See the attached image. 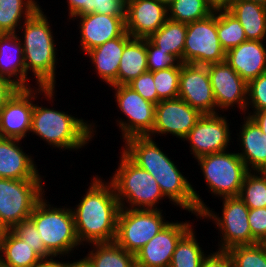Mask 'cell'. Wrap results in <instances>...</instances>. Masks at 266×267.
<instances>
[{
  "mask_svg": "<svg viewBox=\"0 0 266 267\" xmlns=\"http://www.w3.org/2000/svg\"><path fill=\"white\" fill-rule=\"evenodd\" d=\"M131 38L132 36L125 31L120 37L109 40L86 53L91 64H94L96 75L109 87L117 85L119 62L124 47Z\"/></svg>",
  "mask_w": 266,
  "mask_h": 267,
  "instance_id": "603a6c76",
  "label": "cell"
},
{
  "mask_svg": "<svg viewBox=\"0 0 266 267\" xmlns=\"http://www.w3.org/2000/svg\"><path fill=\"white\" fill-rule=\"evenodd\" d=\"M167 10L168 19L184 23L204 19L215 11L207 0H175Z\"/></svg>",
  "mask_w": 266,
  "mask_h": 267,
  "instance_id": "e575fe53",
  "label": "cell"
},
{
  "mask_svg": "<svg viewBox=\"0 0 266 267\" xmlns=\"http://www.w3.org/2000/svg\"><path fill=\"white\" fill-rule=\"evenodd\" d=\"M187 23L167 19L148 39L166 54L176 56L183 63Z\"/></svg>",
  "mask_w": 266,
  "mask_h": 267,
  "instance_id": "f546056e",
  "label": "cell"
},
{
  "mask_svg": "<svg viewBox=\"0 0 266 267\" xmlns=\"http://www.w3.org/2000/svg\"><path fill=\"white\" fill-rule=\"evenodd\" d=\"M227 252L232 267H266V252L260 243L235 246Z\"/></svg>",
  "mask_w": 266,
  "mask_h": 267,
  "instance_id": "d590c367",
  "label": "cell"
},
{
  "mask_svg": "<svg viewBox=\"0 0 266 267\" xmlns=\"http://www.w3.org/2000/svg\"><path fill=\"white\" fill-rule=\"evenodd\" d=\"M246 115L250 116L258 124L262 132L266 134V109L261 111H252V113L249 111Z\"/></svg>",
  "mask_w": 266,
  "mask_h": 267,
  "instance_id": "c3c4849f",
  "label": "cell"
},
{
  "mask_svg": "<svg viewBox=\"0 0 266 267\" xmlns=\"http://www.w3.org/2000/svg\"><path fill=\"white\" fill-rule=\"evenodd\" d=\"M162 4H164L166 7L171 5L175 0H159Z\"/></svg>",
  "mask_w": 266,
  "mask_h": 267,
  "instance_id": "f5cc1de1",
  "label": "cell"
},
{
  "mask_svg": "<svg viewBox=\"0 0 266 267\" xmlns=\"http://www.w3.org/2000/svg\"><path fill=\"white\" fill-rule=\"evenodd\" d=\"M43 184L42 179L0 178V223L6 230L29 219L36 204L45 196Z\"/></svg>",
  "mask_w": 266,
  "mask_h": 267,
  "instance_id": "ba28073f",
  "label": "cell"
},
{
  "mask_svg": "<svg viewBox=\"0 0 266 267\" xmlns=\"http://www.w3.org/2000/svg\"><path fill=\"white\" fill-rule=\"evenodd\" d=\"M91 251L85 256L93 267H133L135 255L115 241L89 244Z\"/></svg>",
  "mask_w": 266,
  "mask_h": 267,
  "instance_id": "f1b7e54d",
  "label": "cell"
},
{
  "mask_svg": "<svg viewBox=\"0 0 266 267\" xmlns=\"http://www.w3.org/2000/svg\"><path fill=\"white\" fill-rule=\"evenodd\" d=\"M222 202V216L206 207L199 215L201 219H211L220 231L221 240L218 242L220 251H228L239 245H251L252 233L248 222L249 208L240 197H224ZM216 213V214H215Z\"/></svg>",
  "mask_w": 266,
  "mask_h": 267,
  "instance_id": "30bf717a",
  "label": "cell"
},
{
  "mask_svg": "<svg viewBox=\"0 0 266 267\" xmlns=\"http://www.w3.org/2000/svg\"><path fill=\"white\" fill-rule=\"evenodd\" d=\"M56 257L61 258V256H50L48 258H42L33 267H68V261H59L55 259Z\"/></svg>",
  "mask_w": 266,
  "mask_h": 267,
  "instance_id": "7dc6e473",
  "label": "cell"
},
{
  "mask_svg": "<svg viewBox=\"0 0 266 267\" xmlns=\"http://www.w3.org/2000/svg\"><path fill=\"white\" fill-rule=\"evenodd\" d=\"M178 98L202 114H216V102L207 65L181 63Z\"/></svg>",
  "mask_w": 266,
  "mask_h": 267,
  "instance_id": "e0dca14e",
  "label": "cell"
},
{
  "mask_svg": "<svg viewBox=\"0 0 266 267\" xmlns=\"http://www.w3.org/2000/svg\"><path fill=\"white\" fill-rule=\"evenodd\" d=\"M18 89L10 80L0 77V110Z\"/></svg>",
  "mask_w": 266,
  "mask_h": 267,
  "instance_id": "bcb514c9",
  "label": "cell"
},
{
  "mask_svg": "<svg viewBox=\"0 0 266 267\" xmlns=\"http://www.w3.org/2000/svg\"><path fill=\"white\" fill-rule=\"evenodd\" d=\"M154 138L136 136L128 138L122 152L138 167L148 171L159 184L160 190L169 202L196 215L207 207L195 191L188 178L178 169L176 163L163 152Z\"/></svg>",
  "mask_w": 266,
  "mask_h": 267,
  "instance_id": "6da1fadb",
  "label": "cell"
},
{
  "mask_svg": "<svg viewBox=\"0 0 266 267\" xmlns=\"http://www.w3.org/2000/svg\"><path fill=\"white\" fill-rule=\"evenodd\" d=\"M115 90V102L127 120L118 119L123 141L136 136H149L155 122V107L128 85L110 86Z\"/></svg>",
  "mask_w": 266,
  "mask_h": 267,
  "instance_id": "4fadbf2b",
  "label": "cell"
},
{
  "mask_svg": "<svg viewBox=\"0 0 266 267\" xmlns=\"http://www.w3.org/2000/svg\"><path fill=\"white\" fill-rule=\"evenodd\" d=\"M127 85L135 90L145 100H148L155 105L158 103V94L154 84L153 72L147 71L133 79Z\"/></svg>",
  "mask_w": 266,
  "mask_h": 267,
  "instance_id": "60d3db41",
  "label": "cell"
},
{
  "mask_svg": "<svg viewBox=\"0 0 266 267\" xmlns=\"http://www.w3.org/2000/svg\"><path fill=\"white\" fill-rule=\"evenodd\" d=\"M161 209H126L121 208L115 242L126 251L136 254L169 221H166Z\"/></svg>",
  "mask_w": 266,
  "mask_h": 267,
  "instance_id": "9c48e42d",
  "label": "cell"
},
{
  "mask_svg": "<svg viewBox=\"0 0 266 267\" xmlns=\"http://www.w3.org/2000/svg\"><path fill=\"white\" fill-rule=\"evenodd\" d=\"M147 71V38H131L119 62L117 85H127Z\"/></svg>",
  "mask_w": 266,
  "mask_h": 267,
  "instance_id": "4316f807",
  "label": "cell"
},
{
  "mask_svg": "<svg viewBox=\"0 0 266 267\" xmlns=\"http://www.w3.org/2000/svg\"><path fill=\"white\" fill-rule=\"evenodd\" d=\"M42 258L11 230L1 240V261L9 267H33Z\"/></svg>",
  "mask_w": 266,
  "mask_h": 267,
  "instance_id": "83f0119b",
  "label": "cell"
},
{
  "mask_svg": "<svg viewBox=\"0 0 266 267\" xmlns=\"http://www.w3.org/2000/svg\"><path fill=\"white\" fill-rule=\"evenodd\" d=\"M68 267H93V265L89 262V260L86 257H83V259H79L76 261H70L68 262Z\"/></svg>",
  "mask_w": 266,
  "mask_h": 267,
  "instance_id": "f907efd6",
  "label": "cell"
},
{
  "mask_svg": "<svg viewBox=\"0 0 266 267\" xmlns=\"http://www.w3.org/2000/svg\"><path fill=\"white\" fill-rule=\"evenodd\" d=\"M242 25L247 40H266V7L250 1L234 0L227 9Z\"/></svg>",
  "mask_w": 266,
  "mask_h": 267,
  "instance_id": "484cf974",
  "label": "cell"
},
{
  "mask_svg": "<svg viewBox=\"0 0 266 267\" xmlns=\"http://www.w3.org/2000/svg\"><path fill=\"white\" fill-rule=\"evenodd\" d=\"M20 141L0 137V178L42 179L33 156L23 151Z\"/></svg>",
  "mask_w": 266,
  "mask_h": 267,
  "instance_id": "44dd1931",
  "label": "cell"
},
{
  "mask_svg": "<svg viewBox=\"0 0 266 267\" xmlns=\"http://www.w3.org/2000/svg\"><path fill=\"white\" fill-rule=\"evenodd\" d=\"M167 19V7L159 0L125 1V28L132 38H149Z\"/></svg>",
  "mask_w": 266,
  "mask_h": 267,
  "instance_id": "d6986e66",
  "label": "cell"
},
{
  "mask_svg": "<svg viewBox=\"0 0 266 267\" xmlns=\"http://www.w3.org/2000/svg\"><path fill=\"white\" fill-rule=\"evenodd\" d=\"M246 107L248 109L246 110L247 112L249 108H253V111L266 109V73L248 83Z\"/></svg>",
  "mask_w": 266,
  "mask_h": 267,
  "instance_id": "ab89813d",
  "label": "cell"
},
{
  "mask_svg": "<svg viewBox=\"0 0 266 267\" xmlns=\"http://www.w3.org/2000/svg\"><path fill=\"white\" fill-rule=\"evenodd\" d=\"M29 218L35 224L45 248L53 256L65 255L66 258L67 254V257L70 256L75 248L81 246L71 207H54L44 196L36 204Z\"/></svg>",
  "mask_w": 266,
  "mask_h": 267,
  "instance_id": "8992f818",
  "label": "cell"
},
{
  "mask_svg": "<svg viewBox=\"0 0 266 267\" xmlns=\"http://www.w3.org/2000/svg\"><path fill=\"white\" fill-rule=\"evenodd\" d=\"M3 237H0V261H1V240Z\"/></svg>",
  "mask_w": 266,
  "mask_h": 267,
  "instance_id": "6f0895ef",
  "label": "cell"
},
{
  "mask_svg": "<svg viewBox=\"0 0 266 267\" xmlns=\"http://www.w3.org/2000/svg\"><path fill=\"white\" fill-rule=\"evenodd\" d=\"M85 194L71 208L80 244L113 242L121 209L113 184L95 175Z\"/></svg>",
  "mask_w": 266,
  "mask_h": 267,
  "instance_id": "7a4b0ae2",
  "label": "cell"
},
{
  "mask_svg": "<svg viewBox=\"0 0 266 267\" xmlns=\"http://www.w3.org/2000/svg\"><path fill=\"white\" fill-rule=\"evenodd\" d=\"M244 122L237 134L241 152H237L248 171H266V134L250 117L243 116Z\"/></svg>",
  "mask_w": 266,
  "mask_h": 267,
  "instance_id": "cb8c5ba5",
  "label": "cell"
},
{
  "mask_svg": "<svg viewBox=\"0 0 266 267\" xmlns=\"http://www.w3.org/2000/svg\"><path fill=\"white\" fill-rule=\"evenodd\" d=\"M265 41L247 40L226 52L225 61L247 82L266 73Z\"/></svg>",
  "mask_w": 266,
  "mask_h": 267,
  "instance_id": "7402d4cb",
  "label": "cell"
},
{
  "mask_svg": "<svg viewBox=\"0 0 266 267\" xmlns=\"http://www.w3.org/2000/svg\"><path fill=\"white\" fill-rule=\"evenodd\" d=\"M126 0H91L92 13L125 16Z\"/></svg>",
  "mask_w": 266,
  "mask_h": 267,
  "instance_id": "7bdbcfd3",
  "label": "cell"
},
{
  "mask_svg": "<svg viewBox=\"0 0 266 267\" xmlns=\"http://www.w3.org/2000/svg\"><path fill=\"white\" fill-rule=\"evenodd\" d=\"M120 153L118 169L114 171L110 179L120 207L161 209L157 206L165 197L155 178L148 171L133 163L123 152Z\"/></svg>",
  "mask_w": 266,
  "mask_h": 267,
  "instance_id": "5b68a950",
  "label": "cell"
},
{
  "mask_svg": "<svg viewBox=\"0 0 266 267\" xmlns=\"http://www.w3.org/2000/svg\"><path fill=\"white\" fill-rule=\"evenodd\" d=\"M80 22V50L85 54L103 43L120 37L125 31V16H111L107 14L89 13L72 17Z\"/></svg>",
  "mask_w": 266,
  "mask_h": 267,
  "instance_id": "ffe728a7",
  "label": "cell"
},
{
  "mask_svg": "<svg viewBox=\"0 0 266 267\" xmlns=\"http://www.w3.org/2000/svg\"><path fill=\"white\" fill-rule=\"evenodd\" d=\"M18 35L0 34V77L10 80L19 89H26L23 47Z\"/></svg>",
  "mask_w": 266,
  "mask_h": 267,
  "instance_id": "d4e9b609",
  "label": "cell"
},
{
  "mask_svg": "<svg viewBox=\"0 0 266 267\" xmlns=\"http://www.w3.org/2000/svg\"><path fill=\"white\" fill-rule=\"evenodd\" d=\"M261 246L264 248L266 252V237L260 242Z\"/></svg>",
  "mask_w": 266,
  "mask_h": 267,
  "instance_id": "11a10c76",
  "label": "cell"
},
{
  "mask_svg": "<svg viewBox=\"0 0 266 267\" xmlns=\"http://www.w3.org/2000/svg\"><path fill=\"white\" fill-rule=\"evenodd\" d=\"M239 197L249 209L266 208V171H248Z\"/></svg>",
  "mask_w": 266,
  "mask_h": 267,
  "instance_id": "836d02e7",
  "label": "cell"
},
{
  "mask_svg": "<svg viewBox=\"0 0 266 267\" xmlns=\"http://www.w3.org/2000/svg\"><path fill=\"white\" fill-rule=\"evenodd\" d=\"M55 91V88L42 86L18 89L0 110V137L20 140L27 137L31 131L35 100L43 95L51 103L56 96Z\"/></svg>",
  "mask_w": 266,
  "mask_h": 267,
  "instance_id": "8fae6325",
  "label": "cell"
},
{
  "mask_svg": "<svg viewBox=\"0 0 266 267\" xmlns=\"http://www.w3.org/2000/svg\"><path fill=\"white\" fill-rule=\"evenodd\" d=\"M11 231L26 242L41 257L48 258L53 256L46 248L39 236V232L33 221L29 218L17 223Z\"/></svg>",
  "mask_w": 266,
  "mask_h": 267,
  "instance_id": "74e56055",
  "label": "cell"
},
{
  "mask_svg": "<svg viewBox=\"0 0 266 267\" xmlns=\"http://www.w3.org/2000/svg\"><path fill=\"white\" fill-rule=\"evenodd\" d=\"M248 222L252 233V244L266 237V208L249 209Z\"/></svg>",
  "mask_w": 266,
  "mask_h": 267,
  "instance_id": "b9f144b4",
  "label": "cell"
},
{
  "mask_svg": "<svg viewBox=\"0 0 266 267\" xmlns=\"http://www.w3.org/2000/svg\"><path fill=\"white\" fill-rule=\"evenodd\" d=\"M192 222H170L135 254L141 267H169L180 238L193 226Z\"/></svg>",
  "mask_w": 266,
  "mask_h": 267,
  "instance_id": "ac0fdd59",
  "label": "cell"
},
{
  "mask_svg": "<svg viewBox=\"0 0 266 267\" xmlns=\"http://www.w3.org/2000/svg\"><path fill=\"white\" fill-rule=\"evenodd\" d=\"M217 35V10L204 19L187 23L183 63L208 65L225 61Z\"/></svg>",
  "mask_w": 266,
  "mask_h": 267,
  "instance_id": "7c38bea8",
  "label": "cell"
},
{
  "mask_svg": "<svg viewBox=\"0 0 266 267\" xmlns=\"http://www.w3.org/2000/svg\"><path fill=\"white\" fill-rule=\"evenodd\" d=\"M200 267H232V260L227 251L216 250L207 254Z\"/></svg>",
  "mask_w": 266,
  "mask_h": 267,
  "instance_id": "ee69618b",
  "label": "cell"
},
{
  "mask_svg": "<svg viewBox=\"0 0 266 267\" xmlns=\"http://www.w3.org/2000/svg\"><path fill=\"white\" fill-rule=\"evenodd\" d=\"M181 61L174 55L166 54L147 38L148 71L154 72L166 68L176 67Z\"/></svg>",
  "mask_w": 266,
  "mask_h": 267,
  "instance_id": "f35d334b",
  "label": "cell"
},
{
  "mask_svg": "<svg viewBox=\"0 0 266 267\" xmlns=\"http://www.w3.org/2000/svg\"><path fill=\"white\" fill-rule=\"evenodd\" d=\"M202 115L181 98L161 100L155 107V122L149 137L169 133L183 141Z\"/></svg>",
  "mask_w": 266,
  "mask_h": 267,
  "instance_id": "2e32d148",
  "label": "cell"
},
{
  "mask_svg": "<svg viewBox=\"0 0 266 267\" xmlns=\"http://www.w3.org/2000/svg\"><path fill=\"white\" fill-rule=\"evenodd\" d=\"M202 170L208 191L216 197H238L248 172L238 153L228 150L196 159Z\"/></svg>",
  "mask_w": 266,
  "mask_h": 267,
  "instance_id": "52a82bcc",
  "label": "cell"
},
{
  "mask_svg": "<svg viewBox=\"0 0 266 267\" xmlns=\"http://www.w3.org/2000/svg\"><path fill=\"white\" fill-rule=\"evenodd\" d=\"M207 70L216 102V114L219 109L226 111L234 106L246 115L248 83L226 61L208 64Z\"/></svg>",
  "mask_w": 266,
  "mask_h": 267,
  "instance_id": "5bb4252c",
  "label": "cell"
},
{
  "mask_svg": "<svg viewBox=\"0 0 266 267\" xmlns=\"http://www.w3.org/2000/svg\"><path fill=\"white\" fill-rule=\"evenodd\" d=\"M68 16L72 17L92 13L91 0H67Z\"/></svg>",
  "mask_w": 266,
  "mask_h": 267,
  "instance_id": "f6af8a7d",
  "label": "cell"
},
{
  "mask_svg": "<svg viewBox=\"0 0 266 267\" xmlns=\"http://www.w3.org/2000/svg\"><path fill=\"white\" fill-rule=\"evenodd\" d=\"M241 1L255 2V3L261 4V5L266 7V0H241Z\"/></svg>",
  "mask_w": 266,
  "mask_h": 267,
  "instance_id": "816d5d0a",
  "label": "cell"
},
{
  "mask_svg": "<svg viewBox=\"0 0 266 267\" xmlns=\"http://www.w3.org/2000/svg\"><path fill=\"white\" fill-rule=\"evenodd\" d=\"M219 113L203 114L183 139L189 142L194 158L223 152L230 146L231 131L228 119ZM229 143V144H228Z\"/></svg>",
  "mask_w": 266,
  "mask_h": 267,
  "instance_id": "9a60e30c",
  "label": "cell"
},
{
  "mask_svg": "<svg viewBox=\"0 0 266 267\" xmlns=\"http://www.w3.org/2000/svg\"><path fill=\"white\" fill-rule=\"evenodd\" d=\"M192 226L179 240L169 267H200L206 257Z\"/></svg>",
  "mask_w": 266,
  "mask_h": 267,
  "instance_id": "1f68e13d",
  "label": "cell"
},
{
  "mask_svg": "<svg viewBox=\"0 0 266 267\" xmlns=\"http://www.w3.org/2000/svg\"><path fill=\"white\" fill-rule=\"evenodd\" d=\"M68 113L34 104L30 132L59 150L85 148L95 135L96 124Z\"/></svg>",
  "mask_w": 266,
  "mask_h": 267,
  "instance_id": "277c9868",
  "label": "cell"
},
{
  "mask_svg": "<svg viewBox=\"0 0 266 267\" xmlns=\"http://www.w3.org/2000/svg\"><path fill=\"white\" fill-rule=\"evenodd\" d=\"M217 35L225 52L247 41L239 20L227 9L217 10Z\"/></svg>",
  "mask_w": 266,
  "mask_h": 267,
  "instance_id": "d6a6232c",
  "label": "cell"
},
{
  "mask_svg": "<svg viewBox=\"0 0 266 267\" xmlns=\"http://www.w3.org/2000/svg\"><path fill=\"white\" fill-rule=\"evenodd\" d=\"M40 7L37 0H0V34L19 32L17 28L23 24L22 21L30 18Z\"/></svg>",
  "mask_w": 266,
  "mask_h": 267,
  "instance_id": "4dcf8cb0",
  "label": "cell"
},
{
  "mask_svg": "<svg viewBox=\"0 0 266 267\" xmlns=\"http://www.w3.org/2000/svg\"><path fill=\"white\" fill-rule=\"evenodd\" d=\"M180 72L181 63L176 67L153 72L154 84L158 94V103L161 100L178 98Z\"/></svg>",
  "mask_w": 266,
  "mask_h": 267,
  "instance_id": "8d00e7d4",
  "label": "cell"
},
{
  "mask_svg": "<svg viewBox=\"0 0 266 267\" xmlns=\"http://www.w3.org/2000/svg\"><path fill=\"white\" fill-rule=\"evenodd\" d=\"M0 267H9L7 264L3 263L2 261H0Z\"/></svg>",
  "mask_w": 266,
  "mask_h": 267,
  "instance_id": "9f6ffc18",
  "label": "cell"
},
{
  "mask_svg": "<svg viewBox=\"0 0 266 267\" xmlns=\"http://www.w3.org/2000/svg\"><path fill=\"white\" fill-rule=\"evenodd\" d=\"M234 0H207L214 10L228 9Z\"/></svg>",
  "mask_w": 266,
  "mask_h": 267,
  "instance_id": "681fc988",
  "label": "cell"
},
{
  "mask_svg": "<svg viewBox=\"0 0 266 267\" xmlns=\"http://www.w3.org/2000/svg\"><path fill=\"white\" fill-rule=\"evenodd\" d=\"M6 232V229L4 226L0 223V237H3Z\"/></svg>",
  "mask_w": 266,
  "mask_h": 267,
  "instance_id": "db71d44e",
  "label": "cell"
},
{
  "mask_svg": "<svg viewBox=\"0 0 266 267\" xmlns=\"http://www.w3.org/2000/svg\"><path fill=\"white\" fill-rule=\"evenodd\" d=\"M49 17L40 7L30 18L23 21L19 30L22 31L20 41L23 47L24 63L26 69V89L32 88L27 76L33 73L36 78L35 86L55 88L57 49ZM24 30V31H23ZM22 37V39H21Z\"/></svg>",
  "mask_w": 266,
  "mask_h": 267,
  "instance_id": "3957f363",
  "label": "cell"
}]
</instances>
